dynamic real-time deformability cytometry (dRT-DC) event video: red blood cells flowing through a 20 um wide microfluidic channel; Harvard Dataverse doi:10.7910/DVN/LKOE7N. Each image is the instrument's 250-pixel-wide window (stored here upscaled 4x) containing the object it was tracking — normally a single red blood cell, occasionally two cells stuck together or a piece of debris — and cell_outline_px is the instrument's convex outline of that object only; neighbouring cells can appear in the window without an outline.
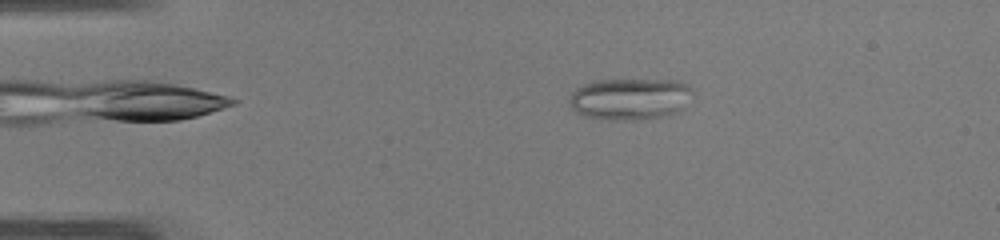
{"species": "common noctule bat (a hibernating species)", "species_latin": "Nyctalus noctula", "temperature_condition": "warm", "stored_images_in_passage": 41, "camera_frame_rate_fps": 3000, "um_per_image_px": 0.085, "animal": {"sex": "male", "body_mass_g": 19.0, "forearm_length_mm": 50.8}, "frame": {"image": 1, "passage_image": 3, "time_ms": 0.667, "image_size_px": [1000, 240], "cell_outline_px": [[692, 92], [684, 108], [680, 112], [640, 120], [608, 120], [584, 116], [576, 112], [568, 104], [568, 100], [572, 92], [584, 84], [596, 80], [680, 80], [692, 88]], "centroid_in_image_um": [53.54, 8.41], "position_along_channel_um": 31.5, "area_um2": 30.17}}
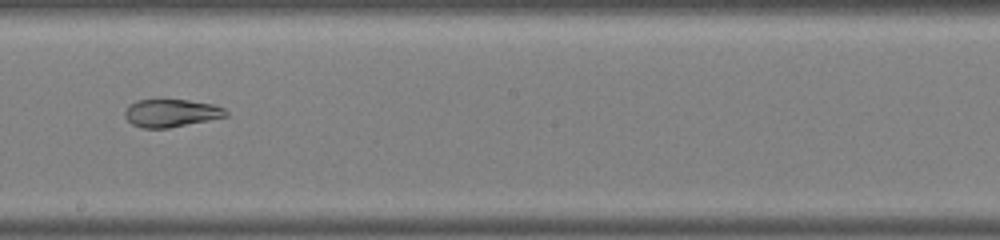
{"frame": {"image": 2, "passage_image": 21, "time_ms": 6.667, "image_size_px": [1000, 240], "cell_outline_px": [[228, 116], [168, 128], [140, 128], [132, 124], [124, 116], [124, 112], [128, 104], [136, 100], [188, 100], [212, 104], [224, 108], [228, 112]], "centroid_in_image_um": [14.52, 9.61], "position_along_channel_um": 233.7, "area_um2": 16.36}}
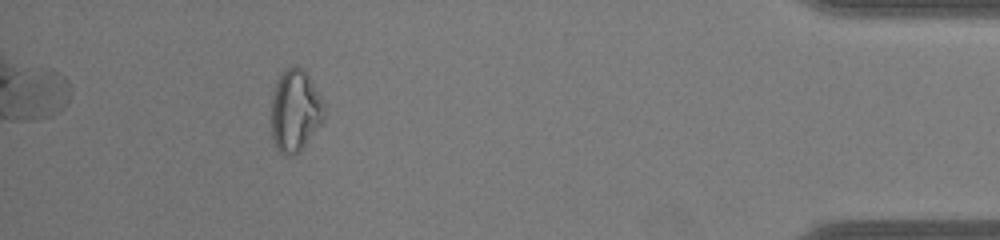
{"frame": {"image": 3, "passage_image": 37, "time_ms": 12.0, "image_size_px": [1000, 240], "cell_outline_px": [[324, 120], [300, 152], [292, 156], [288, 156], [280, 152], [276, 148], [272, 136], [272, 96], [280, 72], [284, 68], [292, 64], [300, 68], [308, 76], [320, 96], [324, 104]], "centroid_in_image_um": [25.08, 9.42], "position_along_channel_um": 410.1, "area_um2": 25.32}, "authors_computed_cell_mechanics": {"area_um2": 22.3686, "velocity_mm_per_s": 4.262, "shape_relaxation_time_tau1_ms": null, "shape_relaxation_time_tau2_ms": 1.87, "deformation_change_tau1": null, "deformation_change_tau2": 0.0745}}